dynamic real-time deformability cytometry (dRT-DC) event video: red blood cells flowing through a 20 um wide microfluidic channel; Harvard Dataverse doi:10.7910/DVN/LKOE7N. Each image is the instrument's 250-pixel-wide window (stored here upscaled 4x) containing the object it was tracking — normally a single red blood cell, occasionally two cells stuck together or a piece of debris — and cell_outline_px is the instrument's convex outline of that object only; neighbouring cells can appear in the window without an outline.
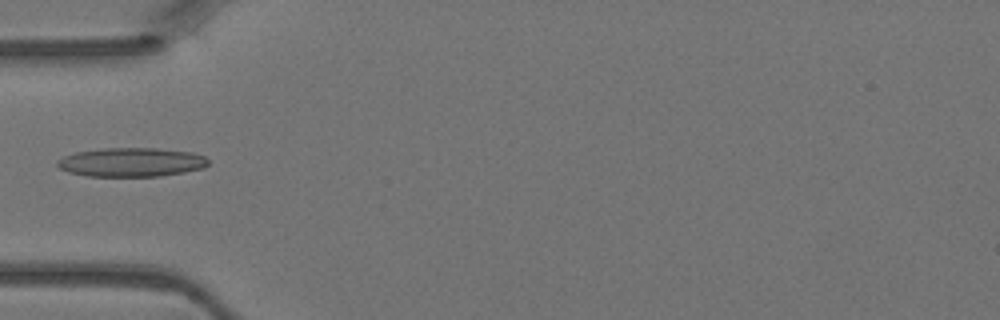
{"species": "Egyptian fruit bat (a non-hibernating species)", "species_latin": "Rousettus aegyptiacus", "temperature_condition": "warm", "stored_images_in_passage": 1, "camera_frame_rate_fps": 3000, "um_per_image_px": 0.085, "animal": {"sex": "female"}, "frame": {"image": 1, "passage_image": 1, "time_ms": 0.0, "image_size_px": [1000, 320], "cell_outline_px": [[208, 164], [204, 168], [184, 172], [160, 176], [88, 176], [68, 172], [60, 168], [56, 164], [56, 160], [64, 156], [76, 152], [104, 148], [156, 148], [192, 152], [204, 156], [208, 160]], "centroid_in_image_um": [11.16, 13.78], "position_along_channel_um": 73.8, "area_um2": 25.49}}